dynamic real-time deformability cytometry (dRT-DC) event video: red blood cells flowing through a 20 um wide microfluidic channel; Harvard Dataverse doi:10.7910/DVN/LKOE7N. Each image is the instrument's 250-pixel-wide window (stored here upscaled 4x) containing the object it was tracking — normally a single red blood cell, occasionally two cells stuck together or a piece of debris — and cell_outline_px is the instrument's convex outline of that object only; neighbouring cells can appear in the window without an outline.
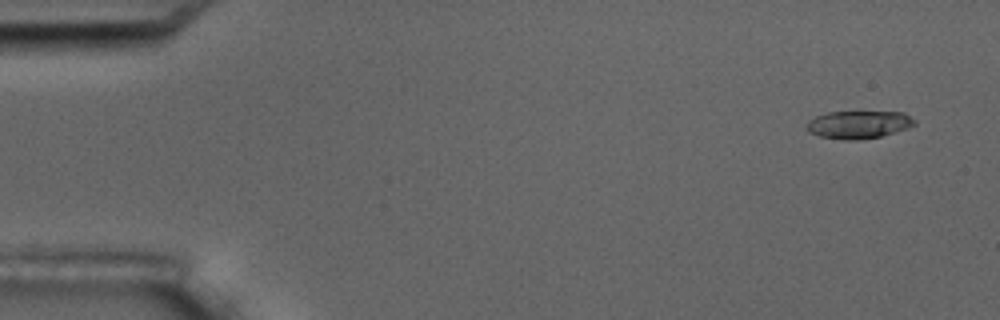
{"species": "common noctule bat (a hibernating species)", "species_latin": "Nyctalus noctula", "temperature_condition": "room temperature", "stored_images_in_passage": 5, "camera_frame_rate_fps": 3000, "um_per_image_px": 0.085, "animal": {"sex": "male", "body_mass_g": 17.5, "forearm_length_mm": 52.3}, "frame": {"image": 1, "passage_image": 1, "time_ms": 0.0, "image_size_px": [1000, 320], "cell_outline_px": [[916, 124], [908, 128], [880, 136], [856, 140], [844, 140], [820, 136], [808, 132], [808, 120], [816, 116], [828, 112], [856, 108], [904, 112], [916, 120]], "centroid_in_image_um": [73.02, 10.51], "position_along_channel_um": 12.0, "area_um2": 18.44}}
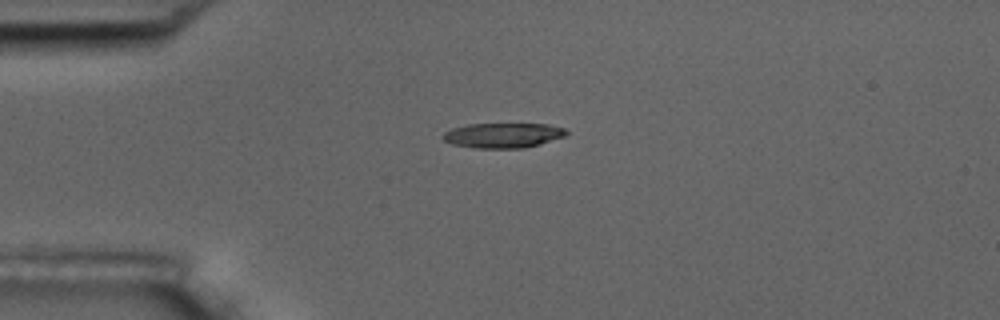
{"frame": {"image": 2, "passage_image": 4, "time_ms": 3.667, "image_size_px": [1000, 320], "cell_outline_px": [[568, 132], [564, 136], [540, 144], [524, 148], [476, 148], [452, 144], [444, 140], [440, 136], [444, 132], [452, 128], [468, 124], [548, 124], [564, 128]], "centroid_in_image_um": [42.73, 11.5], "position_along_channel_um": 42.3, "area_um2": 17.92}}